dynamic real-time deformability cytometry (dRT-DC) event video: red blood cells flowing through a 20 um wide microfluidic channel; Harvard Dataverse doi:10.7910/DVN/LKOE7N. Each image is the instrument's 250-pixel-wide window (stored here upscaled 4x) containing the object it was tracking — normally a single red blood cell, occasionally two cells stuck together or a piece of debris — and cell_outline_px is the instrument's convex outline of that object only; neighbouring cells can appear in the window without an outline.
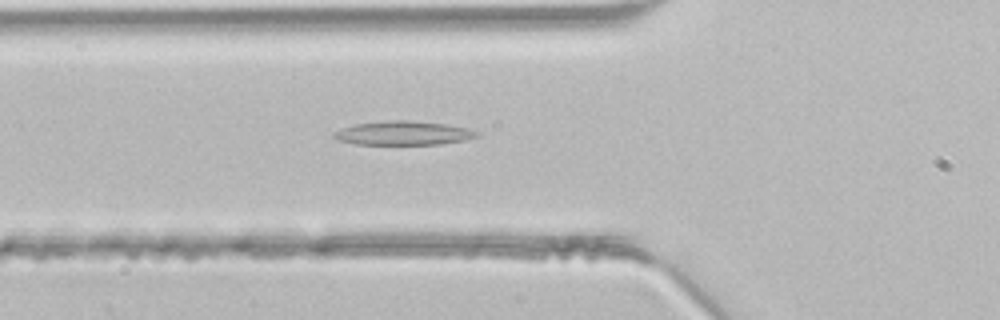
{"species": "common noctule bat (a hibernating species)", "species_latin": "Nyctalus noctula", "temperature_condition": "room temperature", "stored_images_in_passage": 39, "segment_of_instrument_passage": [1, 2], "camera_frame_rate_fps": 3000, "um_per_image_px": 0.085, "animal": {"sex": "male", "body_mass_g": 21.5, "forearm_length_mm": 52.0}, "frame": {"image": 1, "passage_image": 9, "time_ms": 2.667, "image_size_px": [1000, 320], "cell_outline_px": [[480, 136], [464, 140], [440, 144], [356, 144], [336, 140], [332, 136], [332, 132], [340, 128], [356, 124], [388, 120], [408, 120], [448, 124], [468, 128], [480, 132]], "centroid_in_image_um": [34.28, 11.31], "position_along_channel_um": 91.5, "area_um2": 20.11}}
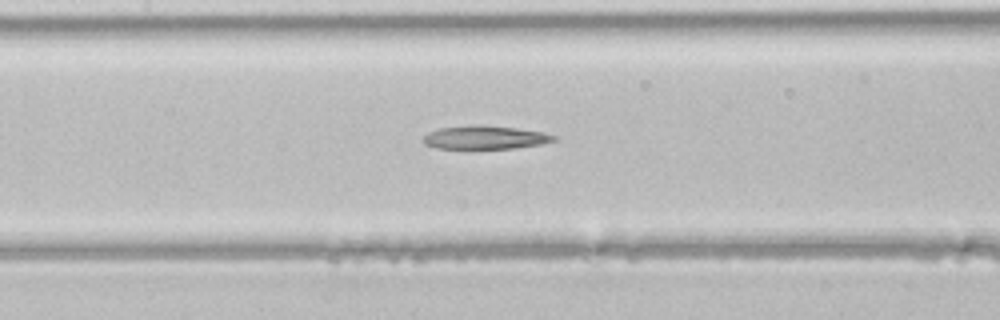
{"frame": {"image": 2, "passage_image": 14, "time_ms": 4.333, "image_size_px": [1000, 320], "cell_outline_px": [[556, 140], [544, 144], [516, 148], [436, 148], [424, 144], [424, 136], [428, 132], [440, 128], [472, 124], [488, 124], [544, 132], [556, 136]], "centroid_in_image_um": [41.26, 11.66], "position_along_channel_um": 166.1, "area_um2": 18.03}}
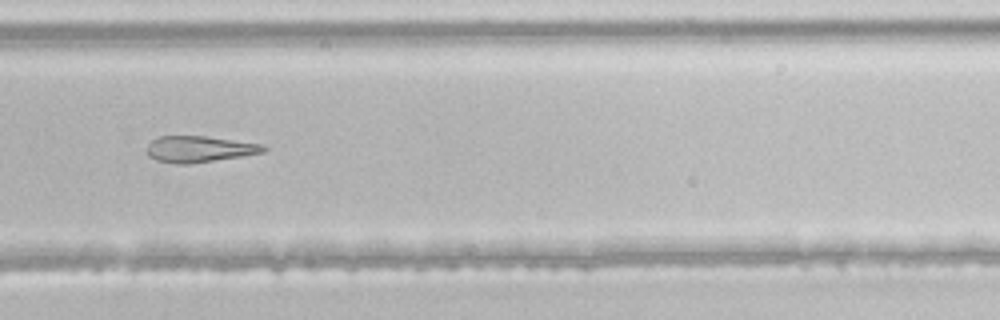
{"frame": {"image": 3, "passage_image": 24, "time_ms": 7.667, "image_size_px": [1000, 320], "cell_outline_px": [[268, 148], [264, 152], [244, 156], [192, 164], [176, 164], [156, 160], [148, 156], [148, 144], [152, 140], [160, 136], [204, 136], [260, 144]], "centroid_in_image_um": [16.93, 12.69], "position_along_channel_um": 312.9, "area_um2": 17.8}}